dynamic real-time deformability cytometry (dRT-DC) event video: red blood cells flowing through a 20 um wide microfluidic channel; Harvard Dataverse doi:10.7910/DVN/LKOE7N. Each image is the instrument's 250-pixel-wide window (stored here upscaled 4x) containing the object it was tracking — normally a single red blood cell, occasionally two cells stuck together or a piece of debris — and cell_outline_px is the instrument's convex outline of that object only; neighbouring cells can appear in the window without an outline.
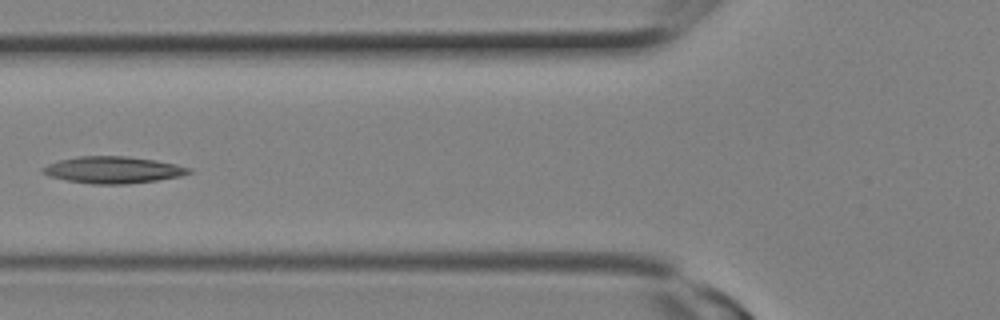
{"species": "Egyptian fruit bat (a non-hibernating species)", "species_latin": "Rousettus aegyptiacus", "temperature_condition": "room temperature", "stored_images_in_passage": 13, "camera_frame_rate_fps": 3000, "um_per_image_px": 0.085, "animal": {"sex": "female"}, "frame": {"image": 1, "passage_image": 8, "time_ms": 2.333, "image_size_px": [1000, 320], "cell_outline_px": [[192, 172], [180, 176], [156, 180], [124, 184], [92, 184], [68, 180], [52, 176], [40, 172], [40, 168], [48, 164], [60, 160], [76, 156], [128, 156], [156, 160], [176, 164], [192, 168]], "centroid_in_image_um": [9.61, 14.43], "position_along_channel_um": 116.2, "area_um2": 22.72}}
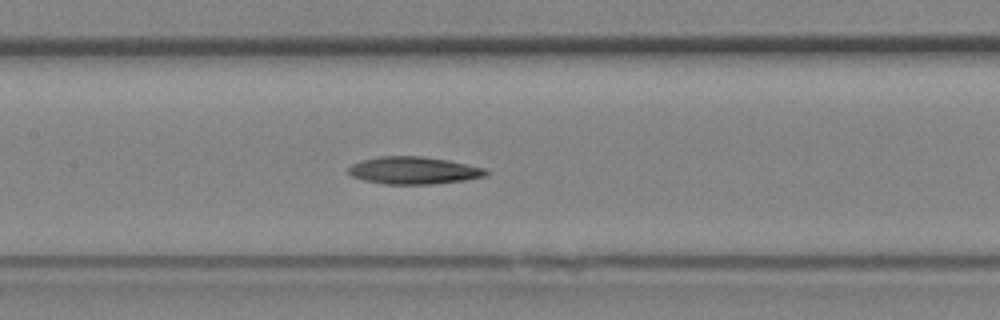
{"frame": {"image": 2, "passage_image": 10, "time_ms": 3.0, "image_size_px": [1000, 320], "cell_outline_px": [[488, 172], [484, 176], [464, 180], [432, 184], [384, 184], [364, 180], [352, 176], [348, 172], [348, 168], [352, 164], [360, 160], [380, 156], [420, 156], [448, 160], [484, 168]], "centroid_in_image_um": [35.11, 14.48], "position_along_channel_um": 172.3, "area_um2": 21.79}}